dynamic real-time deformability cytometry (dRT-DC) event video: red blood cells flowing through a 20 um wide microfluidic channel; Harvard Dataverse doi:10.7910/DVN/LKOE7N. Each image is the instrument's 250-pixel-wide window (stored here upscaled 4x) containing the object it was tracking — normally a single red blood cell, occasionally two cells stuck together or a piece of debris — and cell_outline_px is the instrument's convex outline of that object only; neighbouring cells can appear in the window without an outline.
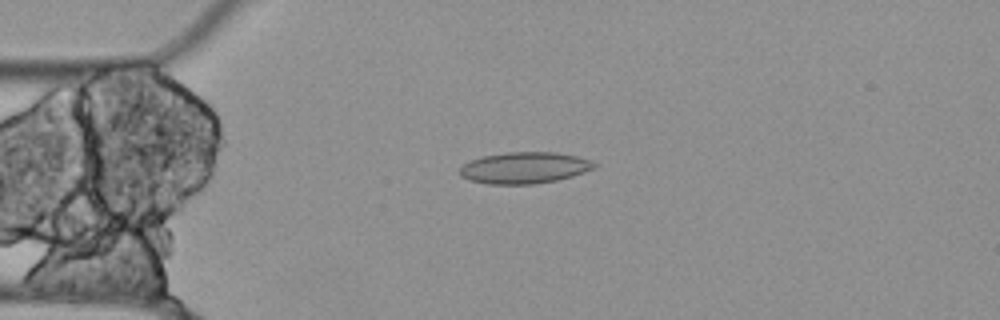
{"species": "Egyptian fruit bat (a non-hibernating species)", "species_latin": "Rousettus aegyptiacus", "temperature_condition": "cold", "stored_images_in_passage": 44, "camera_frame_rate_fps": 3000, "um_per_image_px": 0.085, "animal": {"sex": "female"}, "frame": {"image": 1, "passage_image": 10, "time_ms": 3.0, "image_size_px": [1000, 320], "cell_outline_px": [[596, 168], [572, 176], [556, 180], [536, 184], [488, 184], [472, 180], [460, 176], [460, 168], [464, 164], [472, 160], [484, 156], [508, 152], [556, 152], [576, 156], [588, 160], [596, 164]], "centroid_in_image_um": [44.59, 14.26], "position_along_channel_um": 40.4, "area_um2": 24.39}}
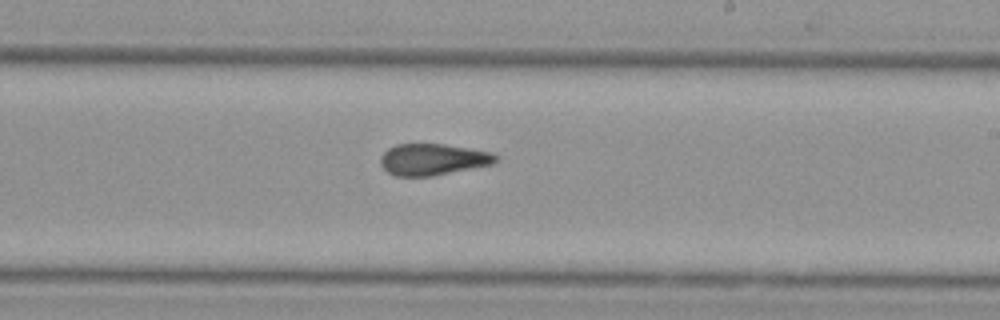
{"frame": {"image": 2, "passage_image": 29, "time_ms": 9.333, "image_size_px": [1000, 320], "cell_outline_px": [[500, 160], [496, 164], [432, 176], [396, 176], [388, 172], [380, 164], [380, 156], [388, 148], [396, 144], [444, 144], [492, 152], [500, 156]], "centroid_in_image_um": [36.85, 13.55], "position_along_channel_um": 252.1, "area_um2": 21.44}}
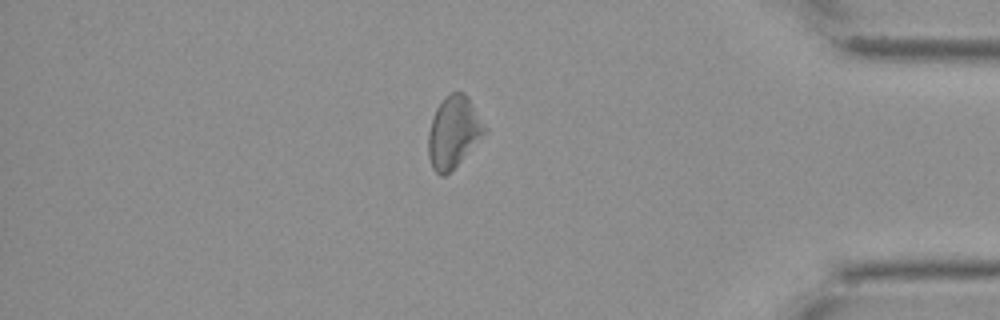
{"frame": {"image": 3, "passage_image": 44, "time_ms": 14.333, "image_size_px": [1000, 320], "cell_outline_px": [[488, 132], [444, 176], [440, 176], [432, 168], [428, 156], [428, 132], [436, 108], [444, 96], [452, 92], [464, 92], [468, 96], [488, 128]], "centroid_in_image_um": [38.56, 11.19], "position_along_channel_um": 396.6, "area_um2": 23.52}}